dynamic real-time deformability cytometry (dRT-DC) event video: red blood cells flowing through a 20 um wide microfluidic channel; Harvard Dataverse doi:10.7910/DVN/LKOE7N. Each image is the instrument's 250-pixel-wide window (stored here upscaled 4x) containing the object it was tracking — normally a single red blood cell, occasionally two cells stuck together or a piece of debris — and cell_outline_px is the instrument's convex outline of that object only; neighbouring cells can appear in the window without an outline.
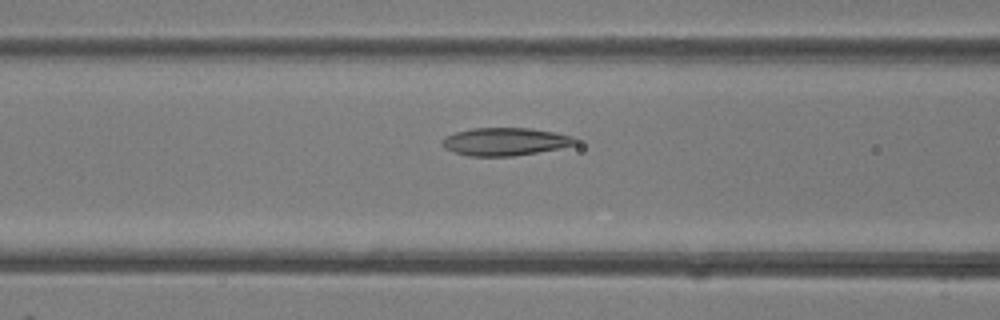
{"species": "common noctule bat (a hibernating species)", "species_latin": "Nyctalus noctula", "temperature_condition": "room temperature", "stored_images_in_passage": 39, "camera_frame_rate_fps": 3000, "um_per_image_px": 0.085, "animal": {"sex": "female"}, "frame": {"image": 1, "passage_image": 16, "time_ms": 5.0, "image_size_px": [1000, 320], "cell_outline_px": [[580, 140], [576, 144], [560, 148], [512, 156], [468, 156], [452, 152], [444, 148], [440, 140], [444, 136], [456, 132], [472, 128], [532, 128], [556, 132], [572, 136]], "centroid_in_image_um": [42.91, 12.03], "position_along_channel_um": 123.7, "area_um2": 21.79}}
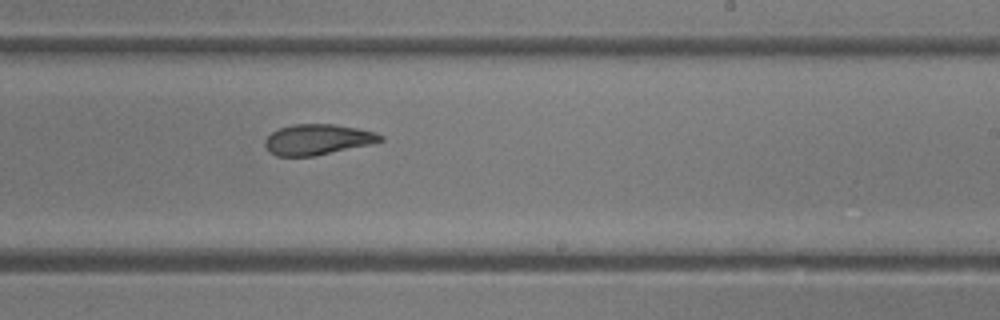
{"frame": {"image": 2, "passage_image": 24, "time_ms": 7.667, "image_size_px": [1000, 320], "cell_outline_px": [[384, 140], [372, 144], [312, 156], [276, 156], [268, 152], [264, 144], [264, 140], [272, 132], [280, 128], [292, 124], [332, 124], [356, 128], [376, 132], [384, 136]], "centroid_in_image_um": [26.98, 11.86], "position_along_channel_um": 262.0, "area_um2": 20.58}}
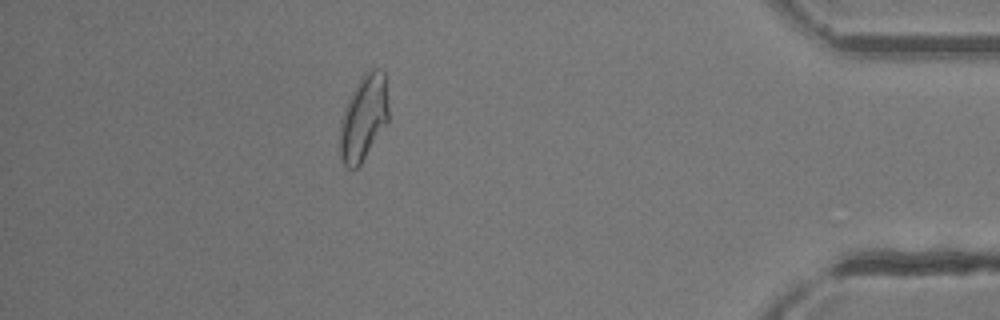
{"frame": {"image": 3, "passage_image": 35, "time_ms": 11.333, "image_size_px": [1000, 320], "cell_outline_px": [[388, 120], [360, 164], [356, 168], [348, 168], [340, 160], [340, 120], [344, 108], [360, 76], [364, 72], [372, 68], [376, 68], [384, 72], [388, 104]], "centroid_in_image_um": [30.89, 9.98], "position_along_channel_um": 404.3, "area_um2": 24.04}}